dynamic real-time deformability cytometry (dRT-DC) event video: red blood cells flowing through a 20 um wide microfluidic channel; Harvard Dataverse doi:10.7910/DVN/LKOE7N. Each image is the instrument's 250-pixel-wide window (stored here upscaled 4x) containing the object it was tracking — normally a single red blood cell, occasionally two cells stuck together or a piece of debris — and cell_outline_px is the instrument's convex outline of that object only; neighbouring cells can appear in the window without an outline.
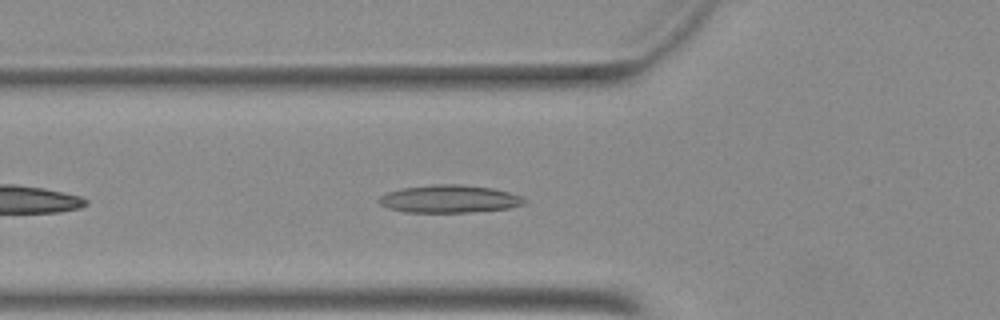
{"species": "Egyptian fruit bat (a non-hibernating species)", "species_latin": "Rousettus aegyptiacus", "temperature_condition": "warm", "stored_images_in_passage": 35, "camera_frame_rate_fps": 3000, "um_per_image_px": 0.085, "animal": {"sex": "female"}, "frame": {"image": 1, "passage_image": 6, "time_ms": 1.667, "image_size_px": [1000, 320], "cell_outline_px": [[528, 200], [524, 204], [508, 208], [468, 212], [404, 212], [388, 208], [380, 204], [380, 196], [388, 192], [404, 188], [432, 184], [460, 184], [492, 188], [508, 192], [520, 196]], "centroid_in_image_um": [38.2, 16.9], "position_along_channel_um": 87.6, "area_um2": 23.29}}
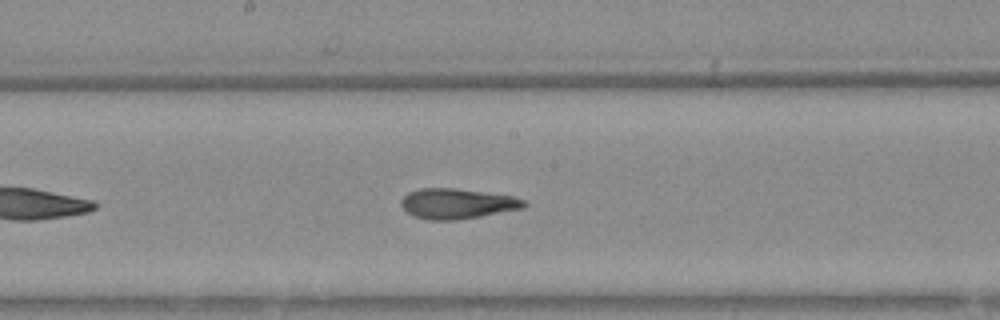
{"frame": {"image": 2, "passage_image": 15, "time_ms": 4.667, "image_size_px": [1000, 320], "cell_outline_px": [[528, 204], [524, 208], [480, 216], [456, 220], [432, 220], [412, 216], [400, 204], [400, 200], [408, 192], [420, 188], [452, 188], [512, 196], [524, 200]], "centroid_in_image_um": [38.83, 17.31], "position_along_channel_um": 209.4, "area_um2": 21.5}}
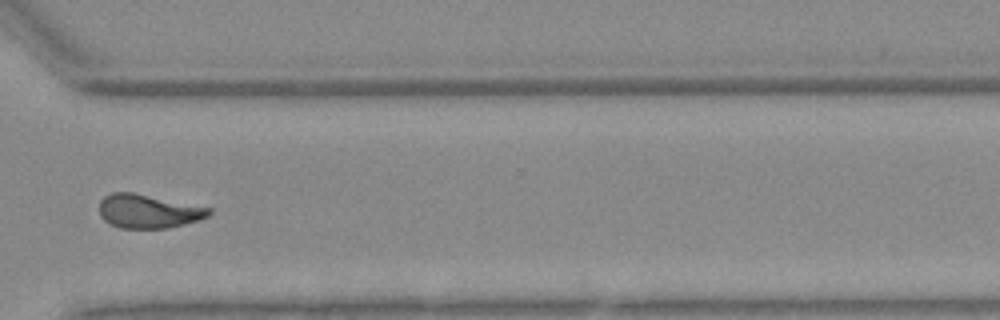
{"frame": {"image": 3, "passage_image": 26, "time_ms": 8.333, "image_size_px": [1000, 320], "cell_outline_px": [[212, 212], [208, 216], [200, 220], [168, 228], [120, 228], [104, 220], [100, 216], [100, 200], [104, 196], [112, 192], [132, 192], [212, 208]], "centroid_in_image_um": [12.61, 17.95], "position_along_channel_um": 358.0, "area_um2": 21.56}}